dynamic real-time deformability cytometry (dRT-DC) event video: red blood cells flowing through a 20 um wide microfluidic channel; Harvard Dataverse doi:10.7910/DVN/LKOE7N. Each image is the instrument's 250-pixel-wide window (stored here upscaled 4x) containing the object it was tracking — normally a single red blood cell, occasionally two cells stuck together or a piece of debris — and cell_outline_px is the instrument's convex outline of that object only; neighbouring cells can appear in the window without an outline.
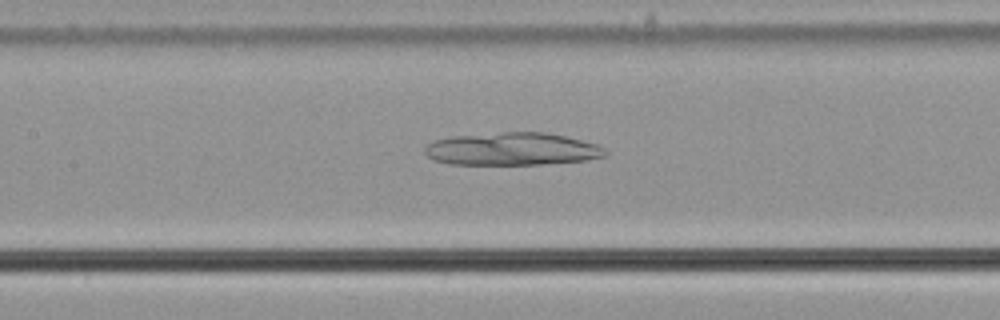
{"species": "common noctule bat (a hibernating species)", "species_latin": "Nyctalus noctula", "temperature_condition": "cold", "stored_images_in_passage": 38, "camera_frame_rate_fps": 3000, "um_per_image_px": 0.085, "animal": {"sex": "male", "body_mass_g": 21.5, "forearm_length_mm": 52.0}, "frame": {"image": 1, "passage_image": 12, "time_ms": 3.667, "image_size_px": [1000, 320], "cell_outline_px": [[608, 156], [588, 160], [540, 164], [448, 164], [432, 160], [424, 152], [424, 148], [428, 144], [436, 140], [452, 136], [504, 132], [544, 132], [564, 136], [596, 144], [604, 148], [608, 152]], "centroid_in_image_um": [43.54, 12.67], "position_along_channel_um": 163.9, "area_um2": 34.39}}
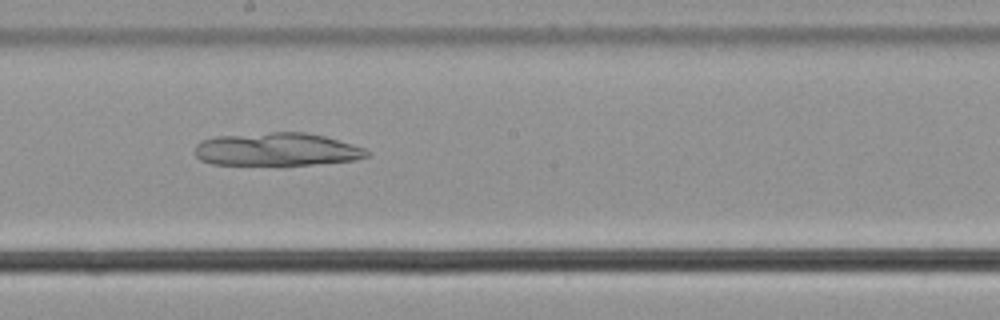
{"frame": {"image": 2, "passage_image": 17, "time_ms": 5.333, "image_size_px": [1000, 320], "cell_outline_px": [[372, 152], [368, 156], [356, 160], [312, 164], [212, 164], [200, 160], [196, 156], [196, 144], [204, 140], [216, 136], [272, 132], [304, 132], [324, 136], [352, 144], [364, 148]], "centroid_in_image_um": [23.56, 12.69], "position_along_channel_um": 224.6, "area_um2": 32.83}}